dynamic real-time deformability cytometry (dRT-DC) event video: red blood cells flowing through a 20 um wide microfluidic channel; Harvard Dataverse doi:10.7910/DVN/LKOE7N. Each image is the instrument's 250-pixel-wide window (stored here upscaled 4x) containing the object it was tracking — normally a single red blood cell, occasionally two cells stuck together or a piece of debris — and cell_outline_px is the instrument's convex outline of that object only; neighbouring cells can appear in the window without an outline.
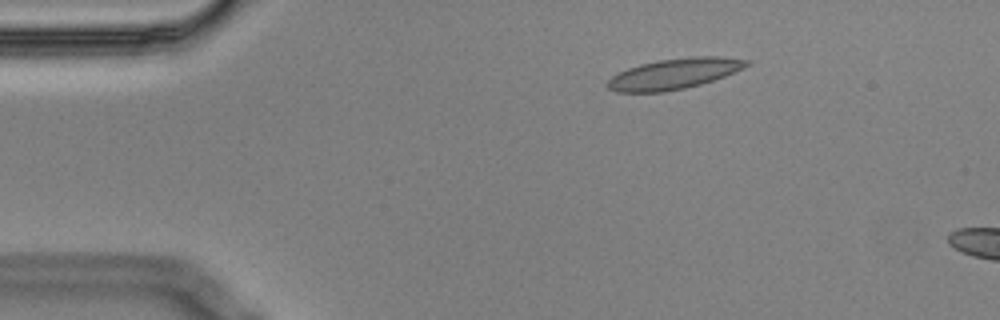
{"species": "Egyptian fruit bat (a non-hibernating species)", "species_latin": "Rousettus aegyptiacus", "temperature_condition": "cold", "stored_images_in_passage": 5, "camera_frame_rate_fps": 3000, "um_per_image_px": 0.085, "animal": {"sex": "male"}, "frame": {"image": 1, "passage_image": 3, "time_ms": 0.667, "image_size_px": [1000, 320], "cell_outline_px": [[752, 64], [744, 68], [724, 76], [700, 84], [684, 88], [664, 92], [616, 92], [608, 88], [604, 84], [612, 76], [628, 68], [640, 64], [660, 60], [692, 56], [720, 56], [752, 60]], "centroid_in_image_um": [57.33, 6.26], "position_along_channel_um": 27.7, "area_um2": 24.85}}